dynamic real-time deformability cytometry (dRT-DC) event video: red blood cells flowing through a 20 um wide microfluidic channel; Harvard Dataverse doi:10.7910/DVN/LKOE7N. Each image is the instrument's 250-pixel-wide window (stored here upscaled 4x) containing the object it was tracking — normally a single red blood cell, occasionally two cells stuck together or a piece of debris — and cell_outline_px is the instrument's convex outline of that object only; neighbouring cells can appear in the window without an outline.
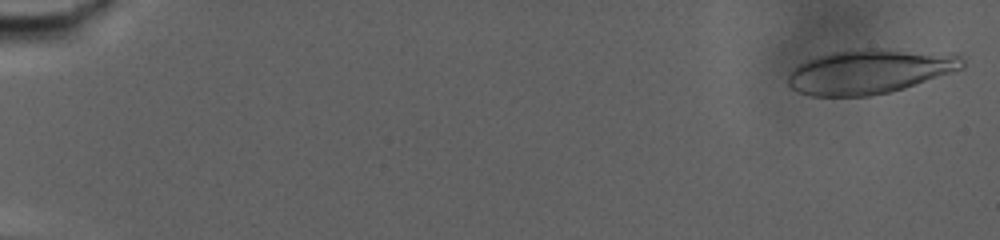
{"species": "human", "species_latin": "Homo sapiens", "temperature_condition": "warm", "stored_images_in_passage": 75, "camera_frame_rate_fps": 3000, "um_per_image_px": 0.085, "donor": {"sex": "male"}, "frame": {"image": 1, "passage_image": 2, "time_ms": 0.333, "image_size_px": [1000, 240], "cell_outline_px": [[964, 68], [904, 88], [888, 92], [868, 96], [808, 96], [796, 92], [788, 84], [788, 72], [800, 64], [808, 60], [832, 52], [864, 48], [876, 48], [960, 56], [964, 60]], "centroid_in_image_um": [73.84, 6.1], "position_along_channel_um": 11.2, "area_um2": 44.51}}
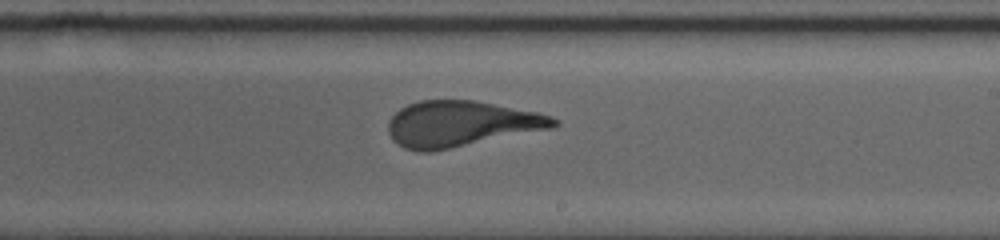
{"frame": {"image": 2, "passage_image": 47, "time_ms": 15.333, "image_size_px": [1000, 240], "cell_outline_px": [[560, 124], [552, 128], [432, 152], [420, 152], [404, 148], [392, 140], [388, 132], [388, 120], [400, 108], [408, 104], [420, 100], [472, 100], [536, 112], [552, 116], [560, 120]], "centroid_in_image_um": [39.15, 10.53], "position_along_channel_um": 249.8, "area_um2": 44.16}}
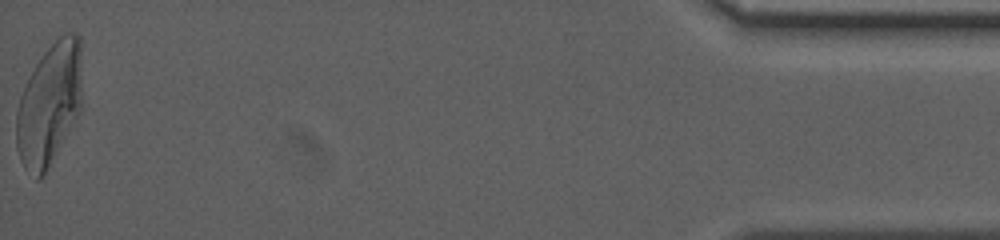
{"frame": {"image": 3, "passage_image": 75, "time_ms": 24.667, "image_size_px": [1000, 240], "cell_outline_px": [[80, 112], [40, 180], [36, 180], [24, 168], [20, 160], [16, 148], [16, 112], [20, 96], [24, 84], [36, 64], [44, 52], [64, 32], [76, 32], [80, 36]], "centroid_in_image_um": [4.16, 8.87], "position_along_channel_um": 431.0, "area_um2": 46.47}}